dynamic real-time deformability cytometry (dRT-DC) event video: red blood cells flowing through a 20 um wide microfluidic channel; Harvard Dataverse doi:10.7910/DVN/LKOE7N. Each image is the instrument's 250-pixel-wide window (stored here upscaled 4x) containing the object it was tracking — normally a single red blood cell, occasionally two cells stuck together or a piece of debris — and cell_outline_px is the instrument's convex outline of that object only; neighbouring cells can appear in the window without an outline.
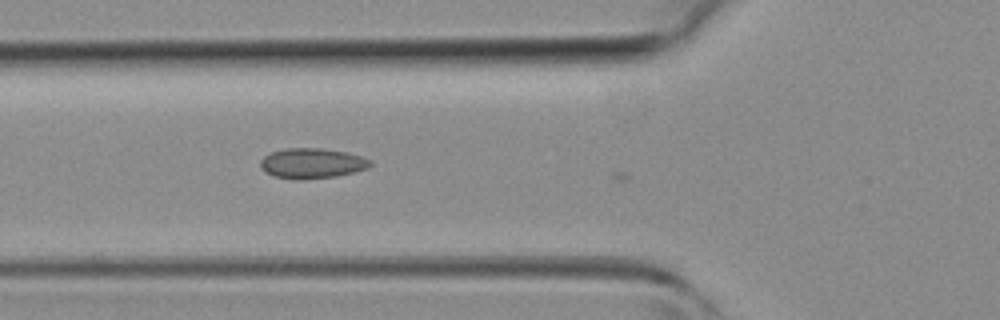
{"species": "common noctule bat (a hibernating species)", "species_latin": "Nyctalus noctula", "temperature_condition": "room temperature", "stored_images_in_passage": 7, "camera_frame_rate_fps": 3000, "um_per_image_px": 0.085, "animal": {"sex": "female", "body_mass_g": 19.3, "forearm_length_mm": 54.1}, "frame": {"image": 1, "passage_image": 5, "time_ms": 1.333, "image_size_px": [1000, 320], "cell_outline_px": [[372, 164], [368, 168], [336, 176], [304, 180], [296, 180], [272, 176], [264, 172], [260, 168], [260, 160], [264, 156], [272, 152], [284, 148], [320, 148], [348, 152], [372, 160]], "centroid_in_image_um": [26.49, 13.89], "position_along_channel_um": 99.3, "area_um2": 19.59}}